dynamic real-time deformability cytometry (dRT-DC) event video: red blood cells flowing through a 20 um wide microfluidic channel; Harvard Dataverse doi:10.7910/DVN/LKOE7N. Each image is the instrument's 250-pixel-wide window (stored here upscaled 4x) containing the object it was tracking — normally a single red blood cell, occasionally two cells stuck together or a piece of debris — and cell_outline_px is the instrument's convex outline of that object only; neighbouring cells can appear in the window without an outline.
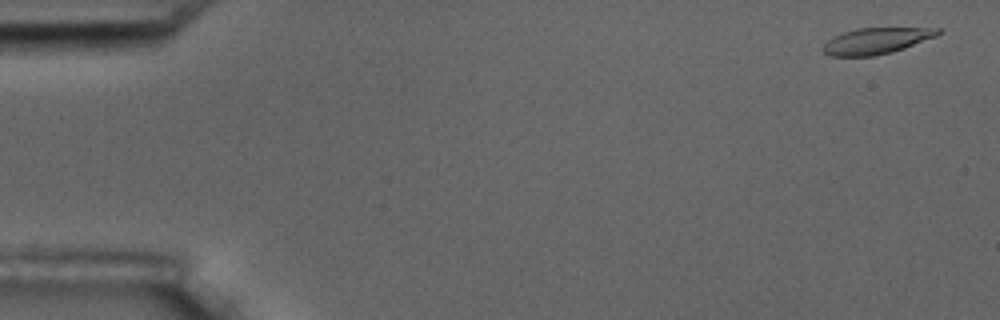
{"species": "common noctule bat (a hibernating species)", "species_latin": "Nyctalus noctula", "temperature_condition": "room temperature", "stored_images_in_passage": 5, "camera_frame_rate_fps": 3000, "um_per_image_px": 0.085, "animal": {"sex": "male", "body_mass_g": 17.5, "forearm_length_mm": 52.3}, "frame": {"image": 1, "passage_image": 1, "time_ms": 0.0, "image_size_px": [1000, 320], "cell_outline_px": [[944, 28], [936, 36], [904, 48], [892, 52], [876, 56], [832, 56], [824, 52], [820, 48], [832, 36], [856, 28]], "centroid_in_image_um": [74.46, 3.47], "position_along_channel_um": 10.5, "area_um2": 17.51}}